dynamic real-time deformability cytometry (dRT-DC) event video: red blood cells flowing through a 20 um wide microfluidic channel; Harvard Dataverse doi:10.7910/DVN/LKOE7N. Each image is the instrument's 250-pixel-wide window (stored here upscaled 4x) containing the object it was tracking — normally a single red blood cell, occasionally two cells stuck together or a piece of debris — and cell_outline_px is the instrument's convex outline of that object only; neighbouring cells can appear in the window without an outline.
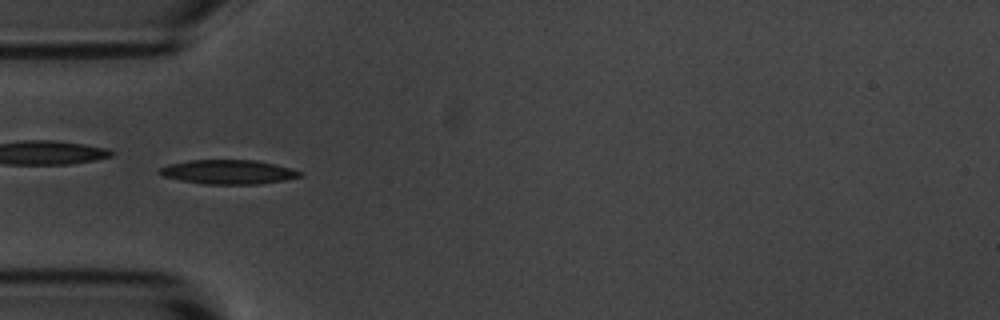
{"species": "common noctule bat (a hibernating species)", "species_latin": "Nyctalus noctula", "temperature_condition": "room temperature", "stored_images_in_passage": 9, "camera_frame_rate_fps": 3000, "um_per_image_px": 0.085, "animal": {"sex": "male", "body_mass_g": 20.1, "forearm_length_mm": 53.5}, "frame": {"image": 1, "passage_image": 3, "time_ms": 2.333, "image_size_px": [1000, 320], "cell_outline_px": [[304, 176], [284, 180], [256, 184], [204, 184], [180, 180], [160, 176], [156, 172], [160, 168], [168, 164], [188, 160], [256, 160], [276, 164], [304, 172]], "centroid_in_image_um": [19.39, 14.61], "position_along_channel_um": 65.6, "area_um2": 20.06}}
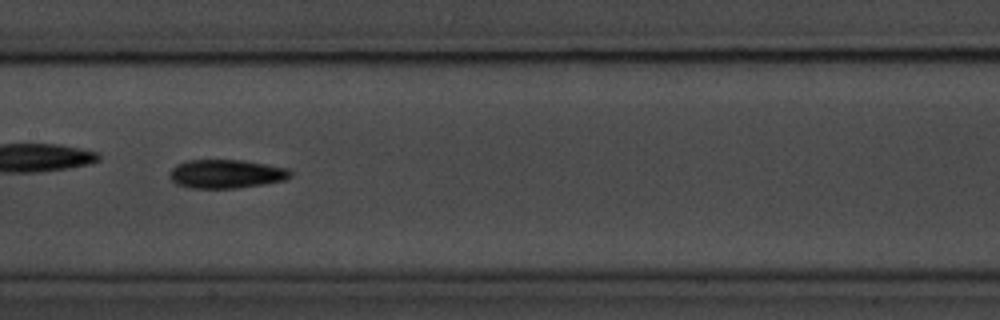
{"frame": {"image": 2, "passage_image": 6, "time_ms": 5.667, "image_size_px": [1000, 320], "cell_outline_px": [[292, 176], [284, 180], [264, 184], [236, 188], [188, 188], [176, 184], [168, 176], [172, 168], [176, 164], [188, 160], [240, 160], [288, 168], [292, 172]], "centroid_in_image_um": [19.2, 14.78], "position_along_channel_um": 188.2, "area_um2": 20.23}}